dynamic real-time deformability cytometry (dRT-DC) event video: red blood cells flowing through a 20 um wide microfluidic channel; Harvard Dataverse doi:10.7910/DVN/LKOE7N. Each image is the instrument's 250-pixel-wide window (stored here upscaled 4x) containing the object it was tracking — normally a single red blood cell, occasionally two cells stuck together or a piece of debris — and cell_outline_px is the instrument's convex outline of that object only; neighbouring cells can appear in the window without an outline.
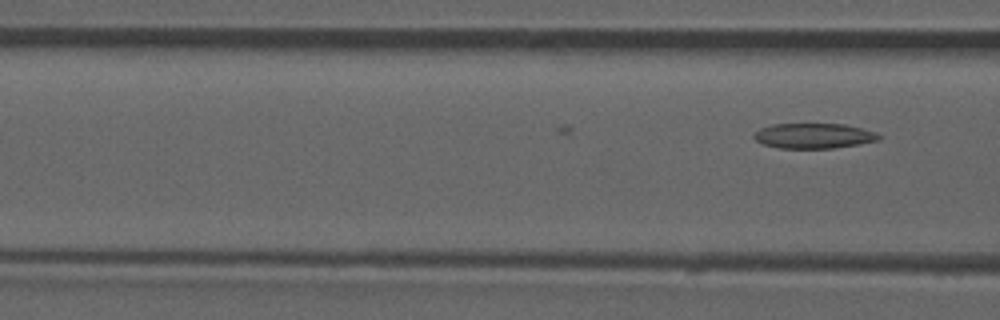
{"species": "common noctule bat (a hibernating species)", "species_latin": "Nyctalus noctula", "temperature_condition": "room temperature", "stored_images_in_passage": 4, "camera_frame_rate_fps": 3000, "um_per_image_px": 0.085, "animal": {"sex": "male", "forearm_length_mm": 52.5}, "frame": {"image": 1, "passage_image": 4, "time_ms": 1.0, "image_size_px": [1000, 320], "cell_outline_px": [[880, 140], [832, 148], [780, 148], [764, 144], [756, 140], [752, 136], [760, 128], [772, 124], [844, 124], [876, 132], [880, 136]], "centroid_in_image_um": [69.15, 11.54], "position_along_channel_um": 97.5, "area_um2": 18.09}}